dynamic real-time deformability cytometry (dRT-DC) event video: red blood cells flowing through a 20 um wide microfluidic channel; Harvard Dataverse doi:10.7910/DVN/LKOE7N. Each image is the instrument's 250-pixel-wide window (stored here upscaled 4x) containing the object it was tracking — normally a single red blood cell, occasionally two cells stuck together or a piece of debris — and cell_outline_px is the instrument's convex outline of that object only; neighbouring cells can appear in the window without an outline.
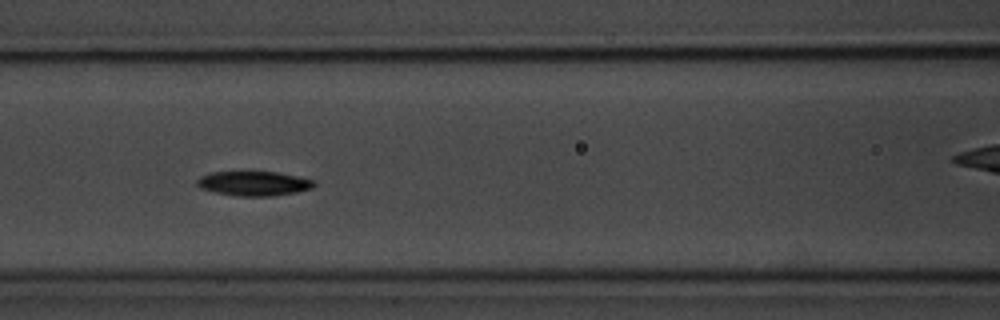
{"species": "common noctule bat (a hibernating species)", "species_latin": "Nyctalus noctula", "temperature_condition": "room temperature", "stored_images_in_passage": 16, "camera_frame_rate_fps": 3000, "um_per_image_px": 0.085, "animal": {"sex": "male", "body_mass_g": 20.1, "forearm_length_mm": 53.5}, "frame": {"image": 1, "passage_image": 7, "time_ms": 6.667, "image_size_px": [1000, 320], "cell_outline_px": [[316, 184], [312, 188], [296, 192], [272, 196], [236, 196], [216, 192], [200, 188], [196, 184], [196, 180], [200, 176], [212, 172], [276, 172], [316, 180]], "centroid_in_image_um": [21.58, 15.59], "position_along_channel_um": 145.0, "area_um2": 16.7}}
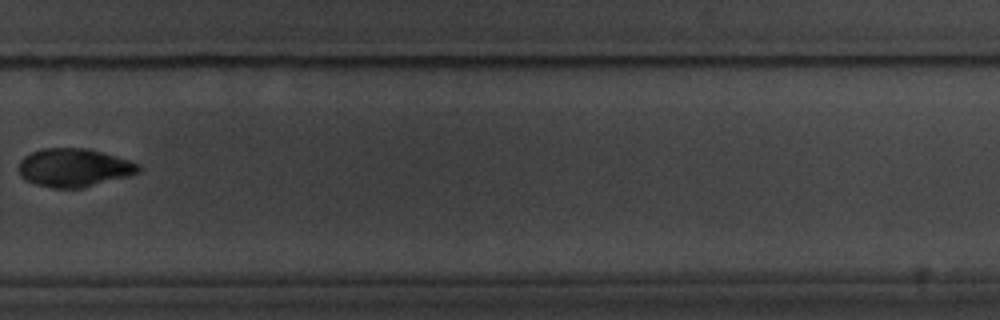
{"frame": {"image": 2, "passage_image": 12, "time_ms": 13.333, "image_size_px": [1000, 320], "cell_outline_px": [[144, 168], [140, 172], [132, 176], [80, 188], [52, 188], [36, 184], [24, 180], [20, 176], [20, 160], [24, 156], [32, 152], [44, 148], [88, 148], [116, 156], [140, 164]], "centroid_in_image_um": [6.34, 14.26], "position_along_channel_um": 323.5, "area_um2": 26.99}}
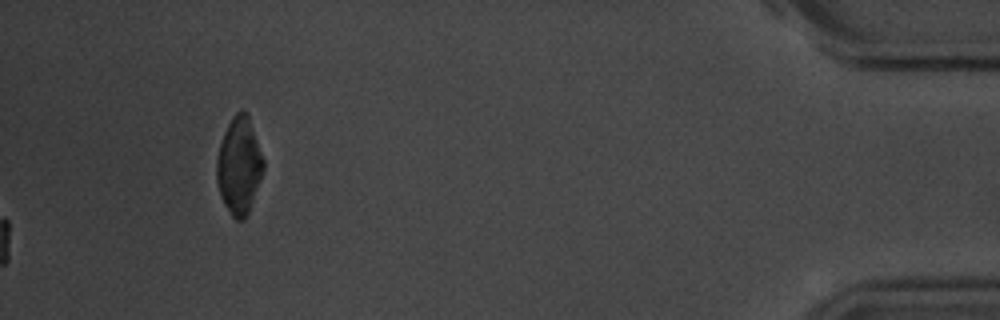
{"frame": {"image": 3, "passage_image": 16, "time_ms": 17.667, "image_size_px": [1000, 320], "cell_outline_px": [[264, 168], [248, 212], [244, 220], [236, 220], [232, 216], [224, 204], [220, 196], [216, 180], [216, 160], [220, 144], [224, 132], [232, 116], [236, 112], [244, 112], [248, 116], [264, 160]], "centroid_in_image_um": [20.3, 14.11], "position_along_channel_um": 414.9, "area_um2": 26.01}, "authors_computed_cell_mechanics": {"area_um2": 17.0221, "velocity_mm_per_s": 3.6456, "shape_relaxation_time_tau1_ms": 8.4581, "shape_relaxation_time_tau2_ms": null, "deformation_change_tau1": 0.2558, "deformation_change_tau2": null}}